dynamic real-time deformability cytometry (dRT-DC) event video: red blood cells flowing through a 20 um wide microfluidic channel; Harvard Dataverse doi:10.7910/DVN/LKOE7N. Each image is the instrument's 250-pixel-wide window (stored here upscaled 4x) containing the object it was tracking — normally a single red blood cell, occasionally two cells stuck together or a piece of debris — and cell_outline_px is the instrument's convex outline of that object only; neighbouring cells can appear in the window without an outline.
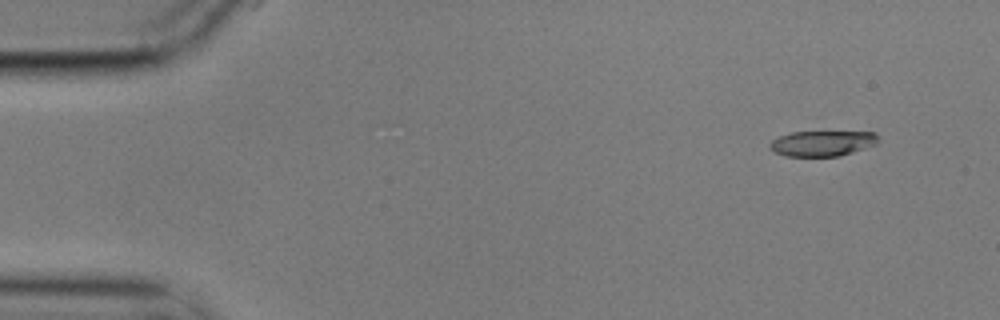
{"species": "common noctule bat (a hibernating species)", "species_latin": "Nyctalus noctula", "temperature_condition": "cold", "stored_images_in_passage": 5, "camera_frame_rate_fps": 3000, "um_per_image_px": 0.085, "animal": {"sex": "male", "body_mass_g": 17.9}, "frame": {"image": 1, "passage_image": 1, "time_ms": 0.0, "image_size_px": [1000, 320], "cell_outline_px": [[880, 140], [876, 144], [852, 152], [836, 156], [784, 156], [768, 148], [768, 144], [772, 140], [780, 136], [792, 132], [876, 132]], "centroid_in_image_um": [69.89, 12.18], "position_along_channel_um": 15.1, "area_um2": 16.01}}
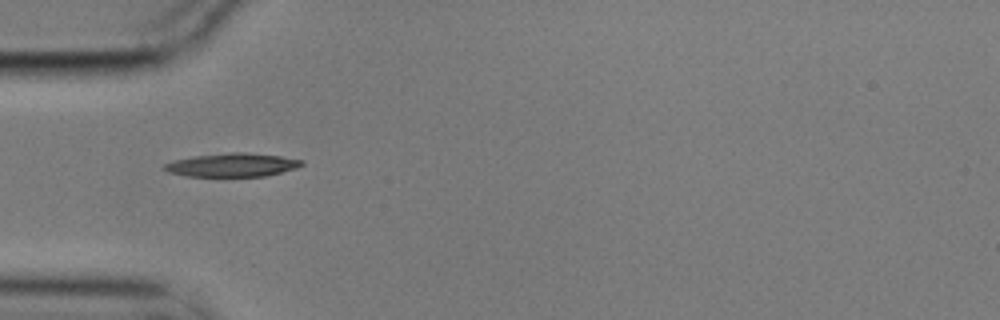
{"frame": {"image": 2, "passage_image": 4, "time_ms": 1.0, "image_size_px": [1000, 320], "cell_outline_px": [[304, 164], [296, 168], [264, 176], [188, 176], [168, 172], [164, 168], [164, 164], [172, 160], [196, 156], [232, 152], [244, 152], [280, 156], [304, 160]], "centroid_in_image_um": [19.75, 14.01], "position_along_channel_um": 65.3, "area_um2": 18.61}}
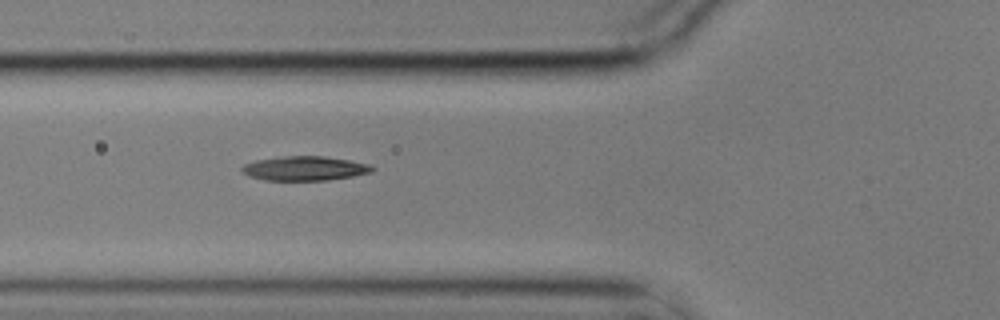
{"frame": {"image": 3, "passage_image": 5, "time_ms": 1.333, "image_size_px": [1000, 320], "cell_outline_px": [[376, 168], [372, 172], [352, 176], [328, 180], [264, 180], [248, 176], [240, 172], [240, 168], [244, 164], [256, 160], [284, 156], [324, 156], [348, 160], [368, 164]], "centroid_in_image_um": [25.86, 14.31], "position_along_channel_um": 99.9, "area_um2": 18.5}}